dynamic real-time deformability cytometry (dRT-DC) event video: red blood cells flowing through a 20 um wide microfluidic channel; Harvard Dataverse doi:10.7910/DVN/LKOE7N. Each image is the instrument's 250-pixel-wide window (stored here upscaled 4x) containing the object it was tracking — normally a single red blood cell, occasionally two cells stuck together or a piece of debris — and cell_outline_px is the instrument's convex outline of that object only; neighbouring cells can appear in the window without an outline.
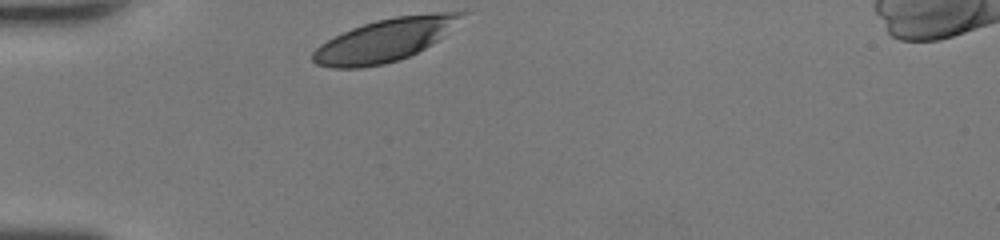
{"species": "human", "species_latin": "Homo sapiens", "temperature_condition": "room temperature", "stored_images_in_passage": 26, "camera_frame_rate_fps": 3000, "um_per_image_px": 0.085, "donor": {"sex": "female"}, "frame": {"image": 1, "passage_image": 1, "time_ms": 0.0, "image_size_px": [1000, 240], "cell_outline_px": [[468, 12], [444, 36], [432, 44], [400, 60], [384, 64], [360, 68], [332, 68], [316, 64], [312, 60], [312, 52], [320, 44], [352, 28], [376, 20], [396, 16], [432, 12]], "centroid_in_image_um": [32.72, 3.41], "position_along_channel_um": 52.3, "area_um2": 36.82}}
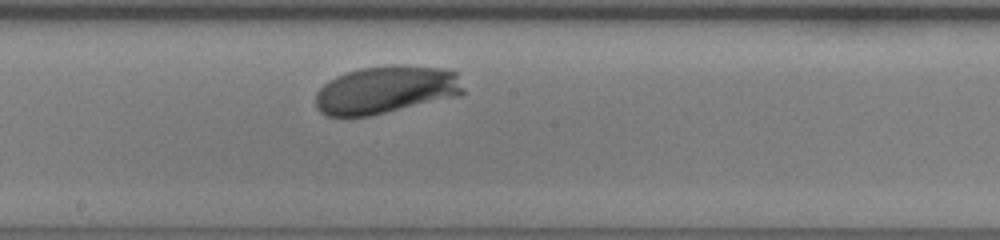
{"frame": {"image": 2, "passage_image": 14, "time_ms": 4.333, "image_size_px": [1000, 240], "cell_outline_px": [[464, 92], [460, 96], [368, 116], [328, 116], [320, 112], [316, 108], [316, 92], [328, 80], [336, 76], [360, 68], [392, 64], [404, 64], [452, 68], [456, 72], [464, 88]], "centroid_in_image_um": [32.85, 7.6], "position_along_channel_um": 215.4, "area_um2": 41.67}}
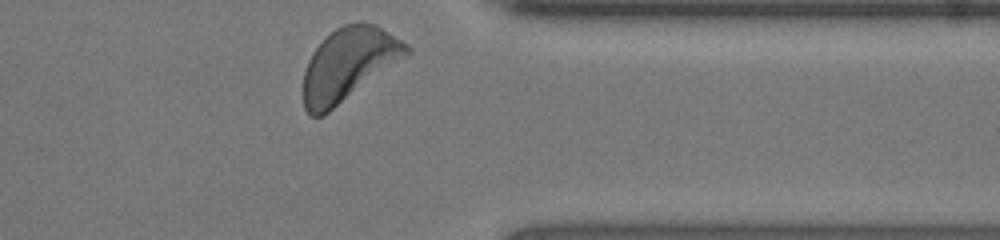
{"frame": {"image": 3, "passage_image": 26, "time_ms": 8.333, "image_size_px": [1000, 240], "cell_outline_px": [[412, 52], [324, 116], [312, 116], [304, 108], [304, 72], [308, 60], [312, 52], [336, 28], [344, 24], [360, 20], [376, 24], [408, 44], [412, 48]], "centroid_in_image_um": [29.65, 5.45], "position_along_channel_um": 381.7, "area_um2": 43.7}, "authors_computed_cell_mechanics": {"area_um2": 40.749, "velocity_mm_per_s": 4.2601, "shape_relaxation_time_tau1_ms": 1.3323, "shape_relaxation_time_tau2_ms": 4.0236, "deformation_change_tau1": 0.0939, "deformation_change_tau2": 0.0972}}